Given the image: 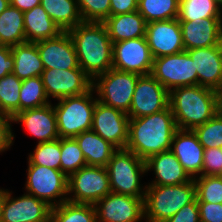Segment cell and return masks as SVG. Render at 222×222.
<instances>
[{
  "instance_id": "27",
  "label": "cell",
  "mask_w": 222,
  "mask_h": 222,
  "mask_svg": "<svg viewBox=\"0 0 222 222\" xmlns=\"http://www.w3.org/2000/svg\"><path fill=\"white\" fill-rule=\"evenodd\" d=\"M26 42L36 43L57 37L62 31L41 5L24 12Z\"/></svg>"
},
{
  "instance_id": "8",
  "label": "cell",
  "mask_w": 222,
  "mask_h": 222,
  "mask_svg": "<svg viewBox=\"0 0 222 222\" xmlns=\"http://www.w3.org/2000/svg\"><path fill=\"white\" fill-rule=\"evenodd\" d=\"M139 76L113 68L96 76L92 80V88L97 101L128 114Z\"/></svg>"
},
{
  "instance_id": "29",
  "label": "cell",
  "mask_w": 222,
  "mask_h": 222,
  "mask_svg": "<svg viewBox=\"0 0 222 222\" xmlns=\"http://www.w3.org/2000/svg\"><path fill=\"white\" fill-rule=\"evenodd\" d=\"M24 13L9 5L0 14V39L5 46H14L26 42Z\"/></svg>"
},
{
  "instance_id": "43",
  "label": "cell",
  "mask_w": 222,
  "mask_h": 222,
  "mask_svg": "<svg viewBox=\"0 0 222 222\" xmlns=\"http://www.w3.org/2000/svg\"><path fill=\"white\" fill-rule=\"evenodd\" d=\"M165 222H200L197 198L181 208L174 216Z\"/></svg>"
},
{
  "instance_id": "1",
  "label": "cell",
  "mask_w": 222,
  "mask_h": 222,
  "mask_svg": "<svg viewBox=\"0 0 222 222\" xmlns=\"http://www.w3.org/2000/svg\"><path fill=\"white\" fill-rule=\"evenodd\" d=\"M177 130L170 106L158 113L131 118L126 149L146 161L152 155L169 151Z\"/></svg>"
},
{
  "instance_id": "33",
  "label": "cell",
  "mask_w": 222,
  "mask_h": 222,
  "mask_svg": "<svg viewBox=\"0 0 222 222\" xmlns=\"http://www.w3.org/2000/svg\"><path fill=\"white\" fill-rule=\"evenodd\" d=\"M22 80L13 73L0 79V112L12 117L20 112V90Z\"/></svg>"
},
{
  "instance_id": "45",
  "label": "cell",
  "mask_w": 222,
  "mask_h": 222,
  "mask_svg": "<svg viewBox=\"0 0 222 222\" xmlns=\"http://www.w3.org/2000/svg\"><path fill=\"white\" fill-rule=\"evenodd\" d=\"M14 71V58L10 46L0 49V79Z\"/></svg>"
},
{
  "instance_id": "15",
  "label": "cell",
  "mask_w": 222,
  "mask_h": 222,
  "mask_svg": "<svg viewBox=\"0 0 222 222\" xmlns=\"http://www.w3.org/2000/svg\"><path fill=\"white\" fill-rule=\"evenodd\" d=\"M13 193L6 189L1 222H50L52 207L45 201L25 192Z\"/></svg>"
},
{
  "instance_id": "40",
  "label": "cell",
  "mask_w": 222,
  "mask_h": 222,
  "mask_svg": "<svg viewBox=\"0 0 222 222\" xmlns=\"http://www.w3.org/2000/svg\"><path fill=\"white\" fill-rule=\"evenodd\" d=\"M202 175L222 176V148L204 149Z\"/></svg>"
},
{
  "instance_id": "10",
  "label": "cell",
  "mask_w": 222,
  "mask_h": 222,
  "mask_svg": "<svg viewBox=\"0 0 222 222\" xmlns=\"http://www.w3.org/2000/svg\"><path fill=\"white\" fill-rule=\"evenodd\" d=\"M150 74L169 92L176 87L197 85V71L186 51L154 58Z\"/></svg>"
},
{
  "instance_id": "5",
  "label": "cell",
  "mask_w": 222,
  "mask_h": 222,
  "mask_svg": "<svg viewBox=\"0 0 222 222\" xmlns=\"http://www.w3.org/2000/svg\"><path fill=\"white\" fill-rule=\"evenodd\" d=\"M106 169L111 192L145 198L147 182L142 184V178L147 175L146 163L132 151L126 148L117 149Z\"/></svg>"
},
{
  "instance_id": "46",
  "label": "cell",
  "mask_w": 222,
  "mask_h": 222,
  "mask_svg": "<svg viewBox=\"0 0 222 222\" xmlns=\"http://www.w3.org/2000/svg\"><path fill=\"white\" fill-rule=\"evenodd\" d=\"M10 5L16 7L23 13L31 10L33 7L40 5L41 0H9Z\"/></svg>"
},
{
  "instance_id": "47",
  "label": "cell",
  "mask_w": 222,
  "mask_h": 222,
  "mask_svg": "<svg viewBox=\"0 0 222 222\" xmlns=\"http://www.w3.org/2000/svg\"><path fill=\"white\" fill-rule=\"evenodd\" d=\"M5 196H6V189L0 187V222L2 220V211H3Z\"/></svg>"
},
{
  "instance_id": "50",
  "label": "cell",
  "mask_w": 222,
  "mask_h": 222,
  "mask_svg": "<svg viewBox=\"0 0 222 222\" xmlns=\"http://www.w3.org/2000/svg\"><path fill=\"white\" fill-rule=\"evenodd\" d=\"M222 9V0H213Z\"/></svg>"
},
{
  "instance_id": "30",
  "label": "cell",
  "mask_w": 222,
  "mask_h": 222,
  "mask_svg": "<svg viewBox=\"0 0 222 222\" xmlns=\"http://www.w3.org/2000/svg\"><path fill=\"white\" fill-rule=\"evenodd\" d=\"M50 222H97L94 205L69 201L51 209Z\"/></svg>"
},
{
  "instance_id": "20",
  "label": "cell",
  "mask_w": 222,
  "mask_h": 222,
  "mask_svg": "<svg viewBox=\"0 0 222 222\" xmlns=\"http://www.w3.org/2000/svg\"><path fill=\"white\" fill-rule=\"evenodd\" d=\"M185 51L194 62L197 85L222 90V44Z\"/></svg>"
},
{
  "instance_id": "35",
  "label": "cell",
  "mask_w": 222,
  "mask_h": 222,
  "mask_svg": "<svg viewBox=\"0 0 222 222\" xmlns=\"http://www.w3.org/2000/svg\"><path fill=\"white\" fill-rule=\"evenodd\" d=\"M35 145L33 151L28 153L27 159L34 165L60 170L61 138Z\"/></svg>"
},
{
  "instance_id": "41",
  "label": "cell",
  "mask_w": 222,
  "mask_h": 222,
  "mask_svg": "<svg viewBox=\"0 0 222 222\" xmlns=\"http://www.w3.org/2000/svg\"><path fill=\"white\" fill-rule=\"evenodd\" d=\"M12 116L0 113V155L11 150L16 134L13 132Z\"/></svg>"
},
{
  "instance_id": "14",
  "label": "cell",
  "mask_w": 222,
  "mask_h": 222,
  "mask_svg": "<svg viewBox=\"0 0 222 222\" xmlns=\"http://www.w3.org/2000/svg\"><path fill=\"white\" fill-rule=\"evenodd\" d=\"M144 199L110 192L94 204L97 222H143Z\"/></svg>"
},
{
  "instance_id": "12",
  "label": "cell",
  "mask_w": 222,
  "mask_h": 222,
  "mask_svg": "<svg viewBox=\"0 0 222 222\" xmlns=\"http://www.w3.org/2000/svg\"><path fill=\"white\" fill-rule=\"evenodd\" d=\"M169 106V91L151 74L138 77L129 119L148 116L161 112Z\"/></svg>"
},
{
  "instance_id": "3",
  "label": "cell",
  "mask_w": 222,
  "mask_h": 222,
  "mask_svg": "<svg viewBox=\"0 0 222 222\" xmlns=\"http://www.w3.org/2000/svg\"><path fill=\"white\" fill-rule=\"evenodd\" d=\"M169 106L181 130H194L218 112V91L200 85L180 86L169 92Z\"/></svg>"
},
{
  "instance_id": "18",
  "label": "cell",
  "mask_w": 222,
  "mask_h": 222,
  "mask_svg": "<svg viewBox=\"0 0 222 222\" xmlns=\"http://www.w3.org/2000/svg\"><path fill=\"white\" fill-rule=\"evenodd\" d=\"M12 124H21L37 143L59 139L53 103L43 107L23 110L12 117Z\"/></svg>"
},
{
  "instance_id": "36",
  "label": "cell",
  "mask_w": 222,
  "mask_h": 222,
  "mask_svg": "<svg viewBox=\"0 0 222 222\" xmlns=\"http://www.w3.org/2000/svg\"><path fill=\"white\" fill-rule=\"evenodd\" d=\"M60 170L69 177L87 166L82 150L74 138H61Z\"/></svg>"
},
{
  "instance_id": "48",
  "label": "cell",
  "mask_w": 222,
  "mask_h": 222,
  "mask_svg": "<svg viewBox=\"0 0 222 222\" xmlns=\"http://www.w3.org/2000/svg\"><path fill=\"white\" fill-rule=\"evenodd\" d=\"M222 116V90L218 91V112Z\"/></svg>"
},
{
  "instance_id": "23",
  "label": "cell",
  "mask_w": 222,
  "mask_h": 222,
  "mask_svg": "<svg viewBox=\"0 0 222 222\" xmlns=\"http://www.w3.org/2000/svg\"><path fill=\"white\" fill-rule=\"evenodd\" d=\"M145 163L147 174L153 176L147 185H180L193 180L171 150L152 155Z\"/></svg>"
},
{
  "instance_id": "4",
  "label": "cell",
  "mask_w": 222,
  "mask_h": 222,
  "mask_svg": "<svg viewBox=\"0 0 222 222\" xmlns=\"http://www.w3.org/2000/svg\"><path fill=\"white\" fill-rule=\"evenodd\" d=\"M196 199L194 180L180 185H147L144 221L165 222Z\"/></svg>"
},
{
  "instance_id": "51",
  "label": "cell",
  "mask_w": 222,
  "mask_h": 222,
  "mask_svg": "<svg viewBox=\"0 0 222 222\" xmlns=\"http://www.w3.org/2000/svg\"><path fill=\"white\" fill-rule=\"evenodd\" d=\"M3 47H5V45H4V43L0 39V49L3 48Z\"/></svg>"
},
{
  "instance_id": "2",
  "label": "cell",
  "mask_w": 222,
  "mask_h": 222,
  "mask_svg": "<svg viewBox=\"0 0 222 222\" xmlns=\"http://www.w3.org/2000/svg\"><path fill=\"white\" fill-rule=\"evenodd\" d=\"M79 67L93 80L113 68V42L103 22H82L68 31Z\"/></svg>"
},
{
  "instance_id": "25",
  "label": "cell",
  "mask_w": 222,
  "mask_h": 222,
  "mask_svg": "<svg viewBox=\"0 0 222 222\" xmlns=\"http://www.w3.org/2000/svg\"><path fill=\"white\" fill-rule=\"evenodd\" d=\"M88 166L106 167L117 148L92 129L74 137Z\"/></svg>"
},
{
  "instance_id": "49",
  "label": "cell",
  "mask_w": 222,
  "mask_h": 222,
  "mask_svg": "<svg viewBox=\"0 0 222 222\" xmlns=\"http://www.w3.org/2000/svg\"><path fill=\"white\" fill-rule=\"evenodd\" d=\"M10 5L9 0H0V14Z\"/></svg>"
},
{
  "instance_id": "16",
  "label": "cell",
  "mask_w": 222,
  "mask_h": 222,
  "mask_svg": "<svg viewBox=\"0 0 222 222\" xmlns=\"http://www.w3.org/2000/svg\"><path fill=\"white\" fill-rule=\"evenodd\" d=\"M129 116L121 110L96 102L92 130L117 149L126 148Z\"/></svg>"
},
{
  "instance_id": "22",
  "label": "cell",
  "mask_w": 222,
  "mask_h": 222,
  "mask_svg": "<svg viewBox=\"0 0 222 222\" xmlns=\"http://www.w3.org/2000/svg\"><path fill=\"white\" fill-rule=\"evenodd\" d=\"M170 150L192 179L202 176L204 147L193 130L178 129Z\"/></svg>"
},
{
  "instance_id": "24",
  "label": "cell",
  "mask_w": 222,
  "mask_h": 222,
  "mask_svg": "<svg viewBox=\"0 0 222 222\" xmlns=\"http://www.w3.org/2000/svg\"><path fill=\"white\" fill-rule=\"evenodd\" d=\"M103 23L113 43L146 36L147 22L138 11L109 16Z\"/></svg>"
},
{
  "instance_id": "7",
  "label": "cell",
  "mask_w": 222,
  "mask_h": 222,
  "mask_svg": "<svg viewBox=\"0 0 222 222\" xmlns=\"http://www.w3.org/2000/svg\"><path fill=\"white\" fill-rule=\"evenodd\" d=\"M25 193L56 207L67 201L68 177L61 171L34 165L27 159Z\"/></svg>"
},
{
  "instance_id": "17",
  "label": "cell",
  "mask_w": 222,
  "mask_h": 222,
  "mask_svg": "<svg viewBox=\"0 0 222 222\" xmlns=\"http://www.w3.org/2000/svg\"><path fill=\"white\" fill-rule=\"evenodd\" d=\"M145 37L153 58L185 51L180 22L177 18L147 23Z\"/></svg>"
},
{
  "instance_id": "6",
  "label": "cell",
  "mask_w": 222,
  "mask_h": 222,
  "mask_svg": "<svg viewBox=\"0 0 222 222\" xmlns=\"http://www.w3.org/2000/svg\"><path fill=\"white\" fill-rule=\"evenodd\" d=\"M57 101V102H56ZM53 102L60 138H74L92 129L97 98L93 88L88 92Z\"/></svg>"
},
{
  "instance_id": "38",
  "label": "cell",
  "mask_w": 222,
  "mask_h": 222,
  "mask_svg": "<svg viewBox=\"0 0 222 222\" xmlns=\"http://www.w3.org/2000/svg\"><path fill=\"white\" fill-rule=\"evenodd\" d=\"M193 132L204 149L222 148V116L218 113L206 123L196 127Z\"/></svg>"
},
{
  "instance_id": "44",
  "label": "cell",
  "mask_w": 222,
  "mask_h": 222,
  "mask_svg": "<svg viewBox=\"0 0 222 222\" xmlns=\"http://www.w3.org/2000/svg\"><path fill=\"white\" fill-rule=\"evenodd\" d=\"M110 16L137 11L138 0H110Z\"/></svg>"
},
{
  "instance_id": "28",
  "label": "cell",
  "mask_w": 222,
  "mask_h": 222,
  "mask_svg": "<svg viewBox=\"0 0 222 222\" xmlns=\"http://www.w3.org/2000/svg\"><path fill=\"white\" fill-rule=\"evenodd\" d=\"M40 5L62 32L83 22L77 0H41Z\"/></svg>"
},
{
  "instance_id": "11",
  "label": "cell",
  "mask_w": 222,
  "mask_h": 222,
  "mask_svg": "<svg viewBox=\"0 0 222 222\" xmlns=\"http://www.w3.org/2000/svg\"><path fill=\"white\" fill-rule=\"evenodd\" d=\"M41 78L50 101L81 95L92 88V79L80 67L69 70L45 69Z\"/></svg>"
},
{
  "instance_id": "42",
  "label": "cell",
  "mask_w": 222,
  "mask_h": 222,
  "mask_svg": "<svg viewBox=\"0 0 222 222\" xmlns=\"http://www.w3.org/2000/svg\"><path fill=\"white\" fill-rule=\"evenodd\" d=\"M200 222H222V203L198 202Z\"/></svg>"
},
{
  "instance_id": "13",
  "label": "cell",
  "mask_w": 222,
  "mask_h": 222,
  "mask_svg": "<svg viewBox=\"0 0 222 222\" xmlns=\"http://www.w3.org/2000/svg\"><path fill=\"white\" fill-rule=\"evenodd\" d=\"M153 60L146 37L113 43V69L149 75Z\"/></svg>"
},
{
  "instance_id": "9",
  "label": "cell",
  "mask_w": 222,
  "mask_h": 222,
  "mask_svg": "<svg viewBox=\"0 0 222 222\" xmlns=\"http://www.w3.org/2000/svg\"><path fill=\"white\" fill-rule=\"evenodd\" d=\"M110 192L106 167L87 165L68 177L69 202L94 205Z\"/></svg>"
},
{
  "instance_id": "32",
  "label": "cell",
  "mask_w": 222,
  "mask_h": 222,
  "mask_svg": "<svg viewBox=\"0 0 222 222\" xmlns=\"http://www.w3.org/2000/svg\"><path fill=\"white\" fill-rule=\"evenodd\" d=\"M209 17H222V9L213 0H180L179 21L199 22Z\"/></svg>"
},
{
  "instance_id": "37",
  "label": "cell",
  "mask_w": 222,
  "mask_h": 222,
  "mask_svg": "<svg viewBox=\"0 0 222 222\" xmlns=\"http://www.w3.org/2000/svg\"><path fill=\"white\" fill-rule=\"evenodd\" d=\"M198 202L222 203V176H198L193 179Z\"/></svg>"
},
{
  "instance_id": "31",
  "label": "cell",
  "mask_w": 222,
  "mask_h": 222,
  "mask_svg": "<svg viewBox=\"0 0 222 222\" xmlns=\"http://www.w3.org/2000/svg\"><path fill=\"white\" fill-rule=\"evenodd\" d=\"M180 0H138L137 11L147 23L178 17Z\"/></svg>"
},
{
  "instance_id": "34",
  "label": "cell",
  "mask_w": 222,
  "mask_h": 222,
  "mask_svg": "<svg viewBox=\"0 0 222 222\" xmlns=\"http://www.w3.org/2000/svg\"><path fill=\"white\" fill-rule=\"evenodd\" d=\"M50 101L41 77H31L22 80L20 90V112L27 109L43 107Z\"/></svg>"
},
{
  "instance_id": "19",
  "label": "cell",
  "mask_w": 222,
  "mask_h": 222,
  "mask_svg": "<svg viewBox=\"0 0 222 222\" xmlns=\"http://www.w3.org/2000/svg\"><path fill=\"white\" fill-rule=\"evenodd\" d=\"M44 69L69 70L79 67L75 45L68 32L35 43Z\"/></svg>"
},
{
  "instance_id": "39",
  "label": "cell",
  "mask_w": 222,
  "mask_h": 222,
  "mask_svg": "<svg viewBox=\"0 0 222 222\" xmlns=\"http://www.w3.org/2000/svg\"><path fill=\"white\" fill-rule=\"evenodd\" d=\"M83 22H104L110 16V0H77Z\"/></svg>"
},
{
  "instance_id": "21",
  "label": "cell",
  "mask_w": 222,
  "mask_h": 222,
  "mask_svg": "<svg viewBox=\"0 0 222 222\" xmlns=\"http://www.w3.org/2000/svg\"><path fill=\"white\" fill-rule=\"evenodd\" d=\"M179 22L185 50L222 44V17Z\"/></svg>"
},
{
  "instance_id": "26",
  "label": "cell",
  "mask_w": 222,
  "mask_h": 222,
  "mask_svg": "<svg viewBox=\"0 0 222 222\" xmlns=\"http://www.w3.org/2000/svg\"><path fill=\"white\" fill-rule=\"evenodd\" d=\"M11 52L14 58L13 74L18 79L41 77L45 69L35 43L24 42L11 46Z\"/></svg>"
}]
</instances>
